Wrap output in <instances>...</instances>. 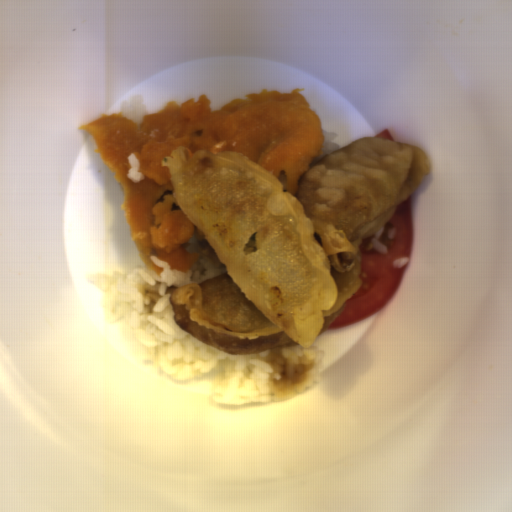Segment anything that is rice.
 <instances>
[{"instance_id": "obj_1", "label": "rice", "mask_w": 512, "mask_h": 512, "mask_svg": "<svg viewBox=\"0 0 512 512\" xmlns=\"http://www.w3.org/2000/svg\"><path fill=\"white\" fill-rule=\"evenodd\" d=\"M188 251L198 252L187 272L163 268L160 276L147 265L130 273L93 274L90 284L102 293V317L124 321L126 341L140 358L171 380L193 382L210 371L217 376L212 402L218 406L257 405L288 401L320 384L325 371L323 352L314 344L285 346L253 355H231L185 332L174 320L169 298L184 284H201L228 271L206 239L190 240Z\"/></svg>"}, {"instance_id": "obj_2", "label": "rice", "mask_w": 512, "mask_h": 512, "mask_svg": "<svg viewBox=\"0 0 512 512\" xmlns=\"http://www.w3.org/2000/svg\"><path fill=\"white\" fill-rule=\"evenodd\" d=\"M119 113L129 116L135 123L142 122L143 118L149 115L148 109L140 96H134L129 100L121 101Z\"/></svg>"}, {"instance_id": "obj_3", "label": "rice", "mask_w": 512, "mask_h": 512, "mask_svg": "<svg viewBox=\"0 0 512 512\" xmlns=\"http://www.w3.org/2000/svg\"><path fill=\"white\" fill-rule=\"evenodd\" d=\"M129 169L126 173L127 178L131 182H140L142 179L145 178L143 171H140V164L139 160L136 155L133 153H130L127 156Z\"/></svg>"}, {"instance_id": "obj_4", "label": "rice", "mask_w": 512, "mask_h": 512, "mask_svg": "<svg viewBox=\"0 0 512 512\" xmlns=\"http://www.w3.org/2000/svg\"><path fill=\"white\" fill-rule=\"evenodd\" d=\"M323 136H324V142L321 148V158L324 155H329L331 152L335 150H339V144L335 142V138L338 134H335L333 132H329L325 129H323Z\"/></svg>"}, {"instance_id": "obj_5", "label": "rice", "mask_w": 512, "mask_h": 512, "mask_svg": "<svg viewBox=\"0 0 512 512\" xmlns=\"http://www.w3.org/2000/svg\"><path fill=\"white\" fill-rule=\"evenodd\" d=\"M385 225L376 233L373 234V237L370 240V245L374 251L379 252L381 254H386L388 251L387 245L380 242V237L384 234Z\"/></svg>"}, {"instance_id": "obj_6", "label": "rice", "mask_w": 512, "mask_h": 512, "mask_svg": "<svg viewBox=\"0 0 512 512\" xmlns=\"http://www.w3.org/2000/svg\"><path fill=\"white\" fill-rule=\"evenodd\" d=\"M410 261V258L409 257H406V256H400L396 259L393 260L392 262V266H394L395 268H403L404 266H406Z\"/></svg>"}]
</instances>
